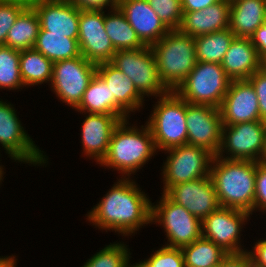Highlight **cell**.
I'll list each match as a JSON object with an SVG mask.
<instances>
[{
    "instance_id": "1",
    "label": "cell",
    "mask_w": 266,
    "mask_h": 267,
    "mask_svg": "<svg viewBox=\"0 0 266 267\" xmlns=\"http://www.w3.org/2000/svg\"><path fill=\"white\" fill-rule=\"evenodd\" d=\"M120 178L86 215L90 224L100 230L130 236L143 225L151 223L152 202L136 181Z\"/></svg>"
},
{
    "instance_id": "2",
    "label": "cell",
    "mask_w": 266,
    "mask_h": 267,
    "mask_svg": "<svg viewBox=\"0 0 266 267\" xmlns=\"http://www.w3.org/2000/svg\"><path fill=\"white\" fill-rule=\"evenodd\" d=\"M210 177L221 207L255 212L256 162L214 156Z\"/></svg>"
},
{
    "instance_id": "3",
    "label": "cell",
    "mask_w": 266,
    "mask_h": 267,
    "mask_svg": "<svg viewBox=\"0 0 266 267\" xmlns=\"http://www.w3.org/2000/svg\"><path fill=\"white\" fill-rule=\"evenodd\" d=\"M129 120H121L114 129L106 155L100 166L115 168L123 177L141 169L157 151L150 128L145 123L139 129ZM126 175V176H124Z\"/></svg>"
},
{
    "instance_id": "4",
    "label": "cell",
    "mask_w": 266,
    "mask_h": 267,
    "mask_svg": "<svg viewBox=\"0 0 266 267\" xmlns=\"http://www.w3.org/2000/svg\"><path fill=\"white\" fill-rule=\"evenodd\" d=\"M150 47L161 81L175 91L197 63L194 37L174 29Z\"/></svg>"
},
{
    "instance_id": "5",
    "label": "cell",
    "mask_w": 266,
    "mask_h": 267,
    "mask_svg": "<svg viewBox=\"0 0 266 267\" xmlns=\"http://www.w3.org/2000/svg\"><path fill=\"white\" fill-rule=\"evenodd\" d=\"M154 105L146 124L157 151L187 144L186 101L170 91L159 97Z\"/></svg>"
},
{
    "instance_id": "6",
    "label": "cell",
    "mask_w": 266,
    "mask_h": 267,
    "mask_svg": "<svg viewBox=\"0 0 266 267\" xmlns=\"http://www.w3.org/2000/svg\"><path fill=\"white\" fill-rule=\"evenodd\" d=\"M231 81L221 64L197 61L175 92L189 104L219 109Z\"/></svg>"
},
{
    "instance_id": "7",
    "label": "cell",
    "mask_w": 266,
    "mask_h": 267,
    "mask_svg": "<svg viewBox=\"0 0 266 267\" xmlns=\"http://www.w3.org/2000/svg\"><path fill=\"white\" fill-rule=\"evenodd\" d=\"M216 156L230 160L265 161L266 121L223 125L221 146Z\"/></svg>"
},
{
    "instance_id": "8",
    "label": "cell",
    "mask_w": 266,
    "mask_h": 267,
    "mask_svg": "<svg viewBox=\"0 0 266 267\" xmlns=\"http://www.w3.org/2000/svg\"><path fill=\"white\" fill-rule=\"evenodd\" d=\"M161 194L156 205L151 203V223L163 226L168 239L165 246L182 248L199 239L202 236L201 220L165 193Z\"/></svg>"
},
{
    "instance_id": "9",
    "label": "cell",
    "mask_w": 266,
    "mask_h": 267,
    "mask_svg": "<svg viewBox=\"0 0 266 267\" xmlns=\"http://www.w3.org/2000/svg\"><path fill=\"white\" fill-rule=\"evenodd\" d=\"M111 63L133 82L143 96L161 97L170 90L161 81L150 46L137 50H117Z\"/></svg>"
},
{
    "instance_id": "10",
    "label": "cell",
    "mask_w": 266,
    "mask_h": 267,
    "mask_svg": "<svg viewBox=\"0 0 266 267\" xmlns=\"http://www.w3.org/2000/svg\"><path fill=\"white\" fill-rule=\"evenodd\" d=\"M169 155L163 163V192L178 183L210 176L214 155L208 150L194 145H181L165 150Z\"/></svg>"
},
{
    "instance_id": "11",
    "label": "cell",
    "mask_w": 266,
    "mask_h": 267,
    "mask_svg": "<svg viewBox=\"0 0 266 267\" xmlns=\"http://www.w3.org/2000/svg\"><path fill=\"white\" fill-rule=\"evenodd\" d=\"M13 106L0 100V145L16 162L44 166L48 157L24 130Z\"/></svg>"
},
{
    "instance_id": "12",
    "label": "cell",
    "mask_w": 266,
    "mask_h": 267,
    "mask_svg": "<svg viewBox=\"0 0 266 267\" xmlns=\"http://www.w3.org/2000/svg\"><path fill=\"white\" fill-rule=\"evenodd\" d=\"M96 72L97 65L86 60L82 55L59 60L53 63L49 85L56 97L72 109H76Z\"/></svg>"
},
{
    "instance_id": "13",
    "label": "cell",
    "mask_w": 266,
    "mask_h": 267,
    "mask_svg": "<svg viewBox=\"0 0 266 267\" xmlns=\"http://www.w3.org/2000/svg\"><path fill=\"white\" fill-rule=\"evenodd\" d=\"M250 213L228 207H219L201 221L202 237L211 240L228 254L247 252L241 245V231Z\"/></svg>"
},
{
    "instance_id": "14",
    "label": "cell",
    "mask_w": 266,
    "mask_h": 267,
    "mask_svg": "<svg viewBox=\"0 0 266 267\" xmlns=\"http://www.w3.org/2000/svg\"><path fill=\"white\" fill-rule=\"evenodd\" d=\"M106 11L80 10L78 44L81 55L94 64L111 62L116 50L104 26Z\"/></svg>"
},
{
    "instance_id": "15",
    "label": "cell",
    "mask_w": 266,
    "mask_h": 267,
    "mask_svg": "<svg viewBox=\"0 0 266 267\" xmlns=\"http://www.w3.org/2000/svg\"><path fill=\"white\" fill-rule=\"evenodd\" d=\"M222 126L220 109L186 102L187 144L216 156L221 146Z\"/></svg>"
},
{
    "instance_id": "16",
    "label": "cell",
    "mask_w": 266,
    "mask_h": 267,
    "mask_svg": "<svg viewBox=\"0 0 266 267\" xmlns=\"http://www.w3.org/2000/svg\"><path fill=\"white\" fill-rule=\"evenodd\" d=\"M165 194L201 221L220 207L210 176L178 183Z\"/></svg>"
},
{
    "instance_id": "17",
    "label": "cell",
    "mask_w": 266,
    "mask_h": 267,
    "mask_svg": "<svg viewBox=\"0 0 266 267\" xmlns=\"http://www.w3.org/2000/svg\"><path fill=\"white\" fill-rule=\"evenodd\" d=\"M222 125L261 120L257 94L248 80H233L220 106Z\"/></svg>"
},
{
    "instance_id": "18",
    "label": "cell",
    "mask_w": 266,
    "mask_h": 267,
    "mask_svg": "<svg viewBox=\"0 0 266 267\" xmlns=\"http://www.w3.org/2000/svg\"><path fill=\"white\" fill-rule=\"evenodd\" d=\"M118 7L146 46L158 42L170 31L147 0H118Z\"/></svg>"
},
{
    "instance_id": "19",
    "label": "cell",
    "mask_w": 266,
    "mask_h": 267,
    "mask_svg": "<svg viewBox=\"0 0 266 267\" xmlns=\"http://www.w3.org/2000/svg\"><path fill=\"white\" fill-rule=\"evenodd\" d=\"M33 8L40 19V30L78 39L80 10L76 6L67 0H48Z\"/></svg>"
},
{
    "instance_id": "20",
    "label": "cell",
    "mask_w": 266,
    "mask_h": 267,
    "mask_svg": "<svg viewBox=\"0 0 266 267\" xmlns=\"http://www.w3.org/2000/svg\"><path fill=\"white\" fill-rule=\"evenodd\" d=\"M85 116L81 125L82 153L99 164L107 153L114 129L122 119L111 114L88 113Z\"/></svg>"
},
{
    "instance_id": "21",
    "label": "cell",
    "mask_w": 266,
    "mask_h": 267,
    "mask_svg": "<svg viewBox=\"0 0 266 267\" xmlns=\"http://www.w3.org/2000/svg\"><path fill=\"white\" fill-rule=\"evenodd\" d=\"M230 1L220 0L202 10L183 12L178 30L197 37L229 28Z\"/></svg>"
},
{
    "instance_id": "22",
    "label": "cell",
    "mask_w": 266,
    "mask_h": 267,
    "mask_svg": "<svg viewBox=\"0 0 266 267\" xmlns=\"http://www.w3.org/2000/svg\"><path fill=\"white\" fill-rule=\"evenodd\" d=\"M221 66L232 81L247 80L261 69V57L250 38L235 37Z\"/></svg>"
},
{
    "instance_id": "23",
    "label": "cell",
    "mask_w": 266,
    "mask_h": 267,
    "mask_svg": "<svg viewBox=\"0 0 266 267\" xmlns=\"http://www.w3.org/2000/svg\"><path fill=\"white\" fill-rule=\"evenodd\" d=\"M109 87L111 98L128 114L143 108L144 97L138 92L132 80L111 62L97 64L96 72Z\"/></svg>"
},
{
    "instance_id": "24",
    "label": "cell",
    "mask_w": 266,
    "mask_h": 267,
    "mask_svg": "<svg viewBox=\"0 0 266 267\" xmlns=\"http://www.w3.org/2000/svg\"><path fill=\"white\" fill-rule=\"evenodd\" d=\"M266 21V0L230 1L229 29L236 37L250 38Z\"/></svg>"
},
{
    "instance_id": "25",
    "label": "cell",
    "mask_w": 266,
    "mask_h": 267,
    "mask_svg": "<svg viewBox=\"0 0 266 267\" xmlns=\"http://www.w3.org/2000/svg\"><path fill=\"white\" fill-rule=\"evenodd\" d=\"M76 111L80 113H97L117 115L122 120L130 119L129 115L111 98V92L105 81L96 73L87 89Z\"/></svg>"
},
{
    "instance_id": "26",
    "label": "cell",
    "mask_w": 266,
    "mask_h": 267,
    "mask_svg": "<svg viewBox=\"0 0 266 267\" xmlns=\"http://www.w3.org/2000/svg\"><path fill=\"white\" fill-rule=\"evenodd\" d=\"M109 13L105 14L104 26L116 51L137 50L146 47L119 7L111 9Z\"/></svg>"
},
{
    "instance_id": "27",
    "label": "cell",
    "mask_w": 266,
    "mask_h": 267,
    "mask_svg": "<svg viewBox=\"0 0 266 267\" xmlns=\"http://www.w3.org/2000/svg\"><path fill=\"white\" fill-rule=\"evenodd\" d=\"M40 31V19L34 8H26L8 31L5 46L22 51L34 47Z\"/></svg>"
},
{
    "instance_id": "28",
    "label": "cell",
    "mask_w": 266,
    "mask_h": 267,
    "mask_svg": "<svg viewBox=\"0 0 266 267\" xmlns=\"http://www.w3.org/2000/svg\"><path fill=\"white\" fill-rule=\"evenodd\" d=\"M19 67L25 87L51 82L53 62L34 48L20 51Z\"/></svg>"
},
{
    "instance_id": "29",
    "label": "cell",
    "mask_w": 266,
    "mask_h": 267,
    "mask_svg": "<svg viewBox=\"0 0 266 267\" xmlns=\"http://www.w3.org/2000/svg\"><path fill=\"white\" fill-rule=\"evenodd\" d=\"M235 37L229 28L194 37L197 61L221 64Z\"/></svg>"
},
{
    "instance_id": "30",
    "label": "cell",
    "mask_w": 266,
    "mask_h": 267,
    "mask_svg": "<svg viewBox=\"0 0 266 267\" xmlns=\"http://www.w3.org/2000/svg\"><path fill=\"white\" fill-rule=\"evenodd\" d=\"M33 48L53 63L81 56L78 39L68 38L64 35L48 34V31L45 30L39 31Z\"/></svg>"
},
{
    "instance_id": "31",
    "label": "cell",
    "mask_w": 266,
    "mask_h": 267,
    "mask_svg": "<svg viewBox=\"0 0 266 267\" xmlns=\"http://www.w3.org/2000/svg\"><path fill=\"white\" fill-rule=\"evenodd\" d=\"M181 249L185 267H219L228 255L220 246L202 236Z\"/></svg>"
},
{
    "instance_id": "32",
    "label": "cell",
    "mask_w": 266,
    "mask_h": 267,
    "mask_svg": "<svg viewBox=\"0 0 266 267\" xmlns=\"http://www.w3.org/2000/svg\"><path fill=\"white\" fill-rule=\"evenodd\" d=\"M20 51L0 46V89L17 90L24 88L20 75Z\"/></svg>"
},
{
    "instance_id": "33",
    "label": "cell",
    "mask_w": 266,
    "mask_h": 267,
    "mask_svg": "<svg viewBox=\"0 0 266 267\" xmlns=\"http://www.w3.org/2000/svg\"><path fill=\"white\" fill-rule=\"evenodd\" d=\"M129 251L124 242L110 243L92 255L81 267H124L131 257Z\"/></svg>"
},
{
    "instance_id": "34",
    "label": "cell",
    "mask_w": 266,
    "mask_h": 267,
    "mask_svg": "<svg viewBox=\"0 0 266 267\" xmlns=\"http://www.w3.org/2000/svg\"><path fill=\"white\" fill-rule=\"evenodd\" d=\"M161 21L170 29L180 27L183 10L181 0H147Z\"/></svg>"
},
{
    "instance_id": "35",
    "label": "cell",
    "mask_w": 266,
    "mask_h": 267,
    "mask_svg": "<svg viewBox=\"0 0 266 267\" xmlns=\"http://www.w3.org/2000/svg\"><path fill=\"white\" fill-rule=\"evenodd\" d=\"M142 262L146 267H185L182 249L164 245Z\"/></svg>"
},
{
    "instance_id": "36",
    "label": "cell",
    "mask_w": 266,
    "mask_h": 267,
    "mask_svg": "<svg viewBox=\"0 0 266 267\" xmlns=\"http://www.w3.org/2000/svg\"><path fill=\"white\" fill-rule=\"evenodd\" d=\"M26 8L18 2L0 0V46L5 45L8 31Z\"/></svg>"
},
{
    "instance_id": "37",
    "label": "cell",
    "mask_w": 266,
    "mask_h": 267,
    "mask_svg": "<svg viewBox=\"0 0 266 267\" xmlns=\"http://www.w3.org/2000/svg\"><path fill=\"white\" fill-rule=\"evenodd\" d=\"M254 210L266 212V161L256 162Z\"/></svg>"
},
{
    "instance_id": "38",
    "label": "cell",
    "mask_w": 266,
    "mask_h": 267,
    "mask_svg": "<svg viewBox=\"0 0 266 267\" xmlns=\"http://www.w3.org/2000/svg\"><path fill=\"white\" fill-rule=\"evenodd\" d=\"M247 80L251 83L257 94L261 120L266 121V73L260 69Z\"/></svg>"
},
{
    "instance_id": "39",
    "label": "cell",
    "mask_w": 266,
    "mask_h": 267,
    "mask_svg": "<svg viewBox=\"0 0 266 267\" xmlns=\"http://www.w3.org/2000/svg\"><path fill=\"white\" fill-rule=\"evenodd\" d=\"M79 10L104 11L108 6L110 9L118 7V0H67Z\"/></svg>"
},
{
    "instance_id": "40",
    "label": "cell",
    "mask_w": 266,
    "mask_h": 267,
    "mask_svg": "<svg viewBox=\"0 0 266 267\" xmlns=\"http://www.w3.org/2000/svg\"><path fill=\"white\" fill-rule=\"evenodd\" d=\"M253 251H247L250 255L252 267H266V239L255 242Z\"/></svg>"
},
{
    "instance_id": "41",
    "label": "cell",
    "mask_w": 266,
    "mask_h": 267,
    "mask_svg": "<svg viewBox=\"0 0 266 267\" xmlns=\"http://www.w3.org/2000/svg\"><path fill=\"white\" fill-rule=\"evenodd\" d=\"M219 267H252V262L248 252L228 254Z\"/></svg>"
},
{
    "instance_id": "42",
    "label": "cell",
    "mask_w": 266,
    "mask_h": 267,
    "mask_svg": "<svg viewBox=\"0 0 266 267\" xmlns=\"http://www.w3.org/2000/svg\"><path fill=\"white\" fill-rule=\"evenodd\" d=\"M252 44L256 47L258 55L262 58L266 55V21L250 37Z\"/></svg>"
},
{
    "instance_id": "43",
    "label": "cell",
    "mask_w": 266,
    "mask_h": 267,
    "mask_svg": "<svg viewBox=\"0 0 266 267\" xmlns=\"http://www.w3.org/2000/svg\"><path fill=\"white\" fill-rule=\"evenodd\" d=\"M220 0H181L183 12L199 11L210 5H213Z\"/></svg>"
},
{
    "instance_id": "44",
    "label": "cell",
    "mask_w": 266,
    "mask_h": 267,
    "mask_svg": "<svg viewBox=\"0 0 266 267\" xmlns=\"http://www.w3.org/2000/svg\"><path fill=\"white\" fill-rule=\"evenodd\" d=\"M15 255L12 256H0V267H16L17 260Z\"/></svg>"
},
{
    "instance_id": "45",
    "label": "cell",
    "mask_w": 266,
    "mask_h": 267,
    "mask_svg": "<svg viewBox=\"0 0 266 267\" xmlns=\"http://www.w3.org/2000/svg\"><path fill=\"white\" fill-rule=\"evenodd\" d=\"M9 1L18 2L19 4H22L28 8H33L35 5L41 4L48 0H9Z\"/></svg>"
},
{
    "instance_id": "46",
    "label": "cell",
    "mask_w": 266,
    "mask_h": 267,
    "mask_svg": "<svg viewBox=\"0 0 266 267\" xmlns=\"http://www.w3.org/2000/svg\"><path fill=\"white\" fill-rule=\"evenodd\" d=\"M124 267H146L145 264L140 261L138 263H135V265L133 264H130V259L126 262L125 266Z\"/></svg>"
},
{
    "instance_id": "47",
    "label": "cell",
    "mask_w": 266,
    "mask_h": 267,
    "mask_svg": "<svg viewBox=\"0 0 266 267\" xmlns=\"http://www.w3.org/2000/svg\"><path fill=\"white\" fill-rule=\"evenodd\" d=\"M261 70L266 73V55L261 58Z\"/></svg>"
},
{
    "instance_id": "48",
    "label": "cell",
    "mask_w": 266,
    "mask_h": 267,
    "mask_svg": "<svg viewBox=\"0 0 266 267\" xmlns=\"http://www.w3.org/2000/svg\"><path fill=\"white\" fill-rule=\"evenodd\" d=\"M3 167H0V184L2 183V181H3V175L5 174V172L3 171Z\"/></svg>"
}]
</instances>
